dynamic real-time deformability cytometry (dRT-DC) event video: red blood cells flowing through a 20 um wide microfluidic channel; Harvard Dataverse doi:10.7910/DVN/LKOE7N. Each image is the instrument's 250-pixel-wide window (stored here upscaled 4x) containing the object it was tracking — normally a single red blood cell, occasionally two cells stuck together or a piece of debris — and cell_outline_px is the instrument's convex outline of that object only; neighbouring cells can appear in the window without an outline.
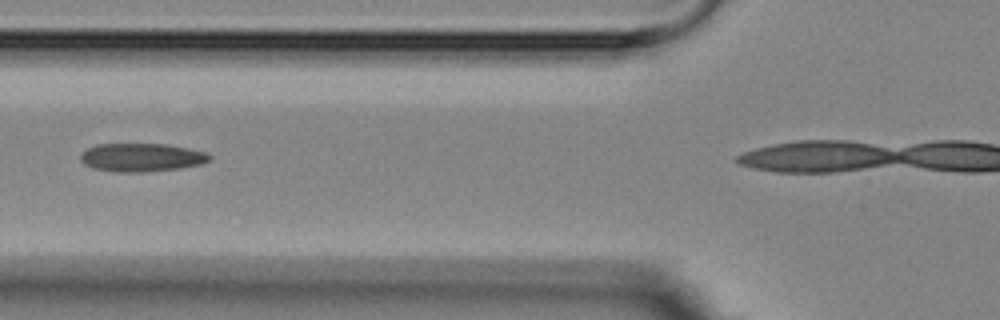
{"species": "Egyptian fruit bat (a non-hibernating species)", "species_latin": "Rousettus aegyptiacus", "temperature_condition": "room temperature", "stored_images_in_passage": 6, "camera_frame_rate_fps": 3000, "um_per_image_px": 0.085, "animal": {"sex": "female"}, "frame": {"image": 1, "passage_image": 3, "time_ms": 2.333, "image_size_px": [1000, 320], "cell_outline_px": [[212, 160], [200, 164], [180, 168], [140, 172], [116, 172], [92, 168], [84, 164], [80, 160], [80, 156], [88, 148], [96, 144], [168, 144], [208, 152], [212, 156]], "centroid_in_image_um": [12.06, 13.38], "position_along_channel_um": 113.7, "area_um2": 21.39}}
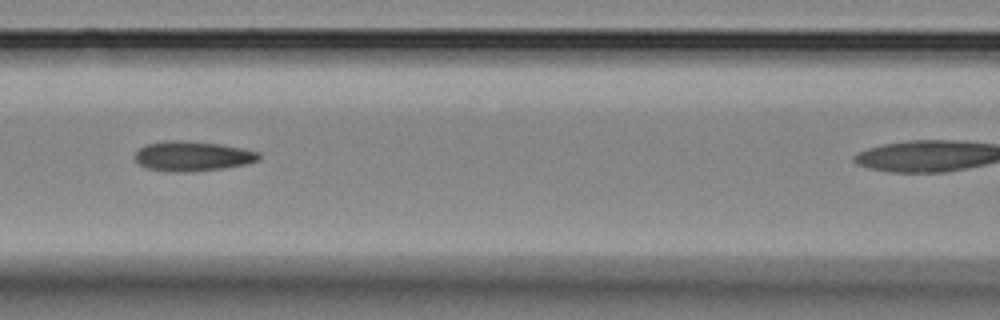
{"frame": {"image": 2, "passage_image": 4, "time_ms": 3.333, "image_size_px": [1000, 320], "cell_outline_px": [[260, 160], [248, 164], [224, 168], [192, 172], [168, 172], [148, 168], [140, 164], [136, 160], [136, 152], [140, 148], [148, 144], [168, 140], [180, 140], [220, 144], [260, 152]], "centroid_in_image_um": [16.4, 13.28], "position_along_channel_um": 150.2, "area_um2": 21.56}}